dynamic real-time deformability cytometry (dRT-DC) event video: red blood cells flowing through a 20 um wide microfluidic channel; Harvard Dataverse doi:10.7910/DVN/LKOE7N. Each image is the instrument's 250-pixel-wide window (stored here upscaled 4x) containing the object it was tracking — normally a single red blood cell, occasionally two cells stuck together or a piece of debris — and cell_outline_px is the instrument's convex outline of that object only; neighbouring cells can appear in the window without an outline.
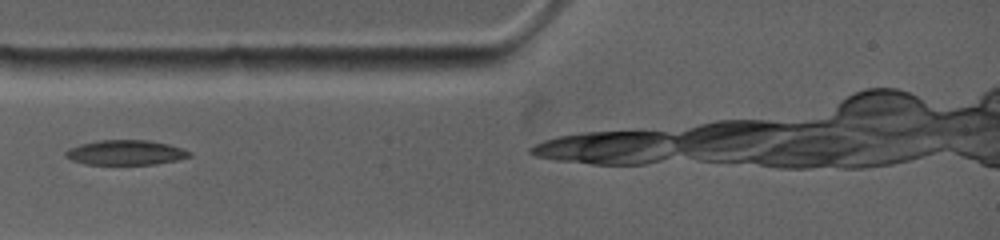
{"species": "common noctule bat (a hibernating species)", "species_latin": "Nyctalus noctula", "temperature_condition": "warm", "stored_images_in_passage": 2, "camera_frame_rate_fps": 4500, "um_per_image_px": 0.085, "animal": {"sex": "female", "body_mass_g": 19.0, "forearm_length_mm": 53.3}, "frame": {"image": 1, "passage_image": 1, "time_ms": 0.0, "image_size_px": [1000, 240], "cell_outline_px": [[192, 156], [176, 160], [156, 164], [84, 164], [72, 160], [64, 156], [64, 152], [68, 148], [80, 144], [100, 140], [148, 140], [168, 144], [192, 152]], "centroid_in_image_um": [10.65, 12.96], "position_along_channel_um": 74.3, "area_um2": 17.92}}